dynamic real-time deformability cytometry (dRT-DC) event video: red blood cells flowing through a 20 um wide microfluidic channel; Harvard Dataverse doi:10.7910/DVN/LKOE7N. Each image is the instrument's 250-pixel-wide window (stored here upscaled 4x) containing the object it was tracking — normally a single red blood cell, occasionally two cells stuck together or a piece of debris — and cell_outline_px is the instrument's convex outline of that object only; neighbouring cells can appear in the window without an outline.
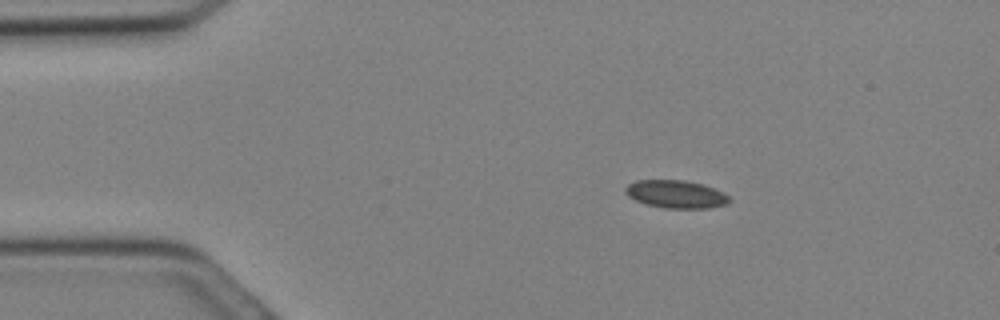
{"species": "Egyptian fruit bat (a non-hibernating species)", "species_latin": "Rousettus aegyptiacus", "temperature_condition": "cold", "stored_images_in_passage": 30, "camera_frame_rate_fps": 3000, "um_per_image_px": 0.085, "animal": {"sex": "female"}, "frame": {"image": 1, "passage_image": 5, "time_ms": 1.333, "image_size_px": [1000, 320], "cell_outline_px": [[732, 200], [728, 204], [708, 208], [664, 208], [648, 204], [636, 200], [628, 196], [624, 192], [624, 188], [628, 184], [636, 180], [684, 180], [704, 184], [724, 192]], "centroid_in_image_um": [57.48, 16.5], "position_along_channel_um": 27.5, "area_um2": 16.99}}
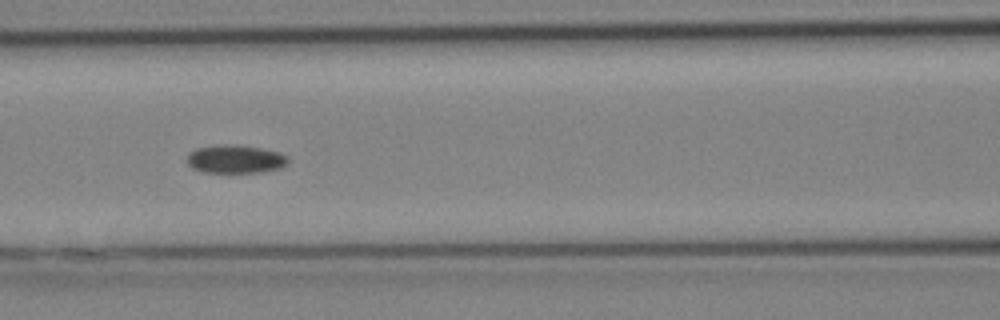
{"frame": {"image": 2, "passage_image": 13, "time_ms": 4.0, "image_size_px": [1000, 320], "cell_outline_px": [[288, 164], [280, 168], [260, 172], [200, 172], [192, 168], [188, 164], [188, 152], [196, 148], [216, 144], [228, 144], [260, 148], [276, 152], [288, 156]], "centroid_in_image_um": [19.97, 13.52], "position_along_channel_um": 146.6, "area_um2": 16.65}}
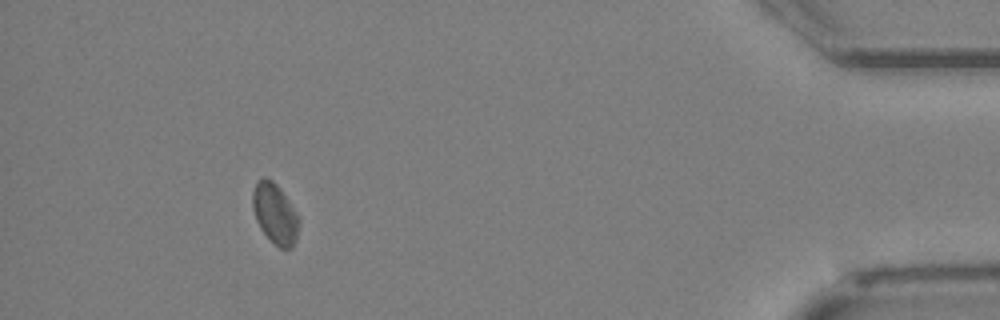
{"frame": {"image": 3, "passage_image": 28, "time_ms": 9.0, "image_size_px": [1000, 320], "cell_outline_px": [[300, 224], [296, 240], [292, 248], [280, 248], [260, 228], [256, 220], [252, 208], [252, 192], [256, 184], [264, 176], [272, 180], [280, 188], [300, 216]], "centroid_in_image_um": [23.4, 18.15], "position_along_channel_um": 411.8, "area_um2": 16.36}}